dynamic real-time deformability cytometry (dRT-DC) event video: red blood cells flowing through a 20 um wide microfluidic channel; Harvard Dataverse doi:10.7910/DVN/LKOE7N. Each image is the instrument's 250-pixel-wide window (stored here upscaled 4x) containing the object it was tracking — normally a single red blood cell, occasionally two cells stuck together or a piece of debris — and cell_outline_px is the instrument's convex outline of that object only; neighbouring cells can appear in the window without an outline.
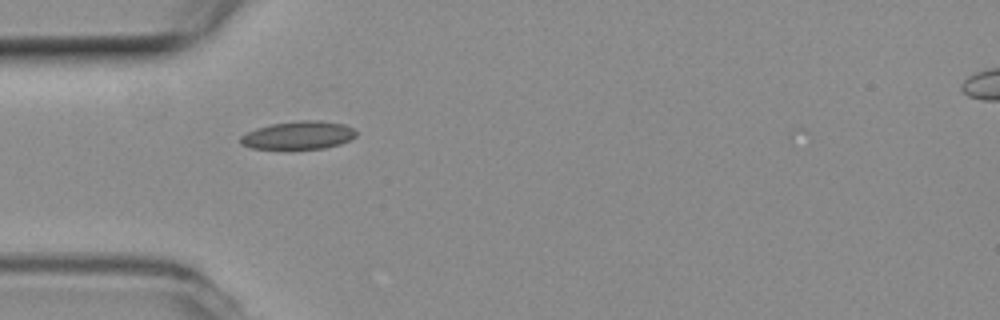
{"species": "common noctule bat (a hibernating species)", "species_latin": "Nyctalus noctula", "temperature_condition": "room temperature", "stored_images_in_passage": 7, "camera_frame_rate_fps": 3000, "um_per_image_px": 0.085, "animal": {"sex": "female", "body_mass_g": 19.3, "forearm_length_mm": 54.1}, "frame": {"image": 1, "passage_image": 3, "time_ms": 0.667, "image_size_px": [1000, 320], "cell_outline_px": [[356, 136], [340, 144], [324, 148], [252, 148], [240, 144], [240, 136], [256, 128], [272, 124], [300, 120], [320, 120], [344, 124], [352, 128], [356, 132]], "centroid_in_image_um": [25.37, 11.48], "position_along_channel_um": 59.6, "area_um2": 18.67}}
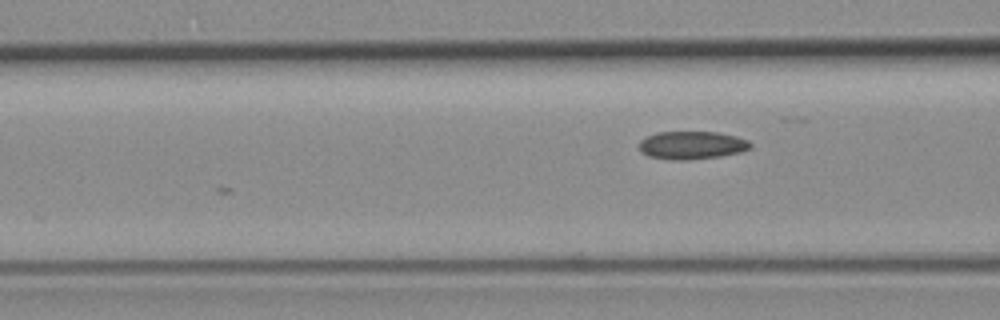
{"frame": {"image": 2, "passage_image": 7, "time_ms": 2.0, "image_size_px": [1000, 320], "cell_outline_px": [[752, 148], [740, 152], [720, 156], [688, 160], [672, 160], [648, 156], [640, 152], [640, 140], [656, 132], [716, 132], [736, 136], [748, 140], [752, 144]], "centroid_in_image_um": [58.81, 12.34], "position_along_channel_um": 107.8, "area_um2": 18.21}}